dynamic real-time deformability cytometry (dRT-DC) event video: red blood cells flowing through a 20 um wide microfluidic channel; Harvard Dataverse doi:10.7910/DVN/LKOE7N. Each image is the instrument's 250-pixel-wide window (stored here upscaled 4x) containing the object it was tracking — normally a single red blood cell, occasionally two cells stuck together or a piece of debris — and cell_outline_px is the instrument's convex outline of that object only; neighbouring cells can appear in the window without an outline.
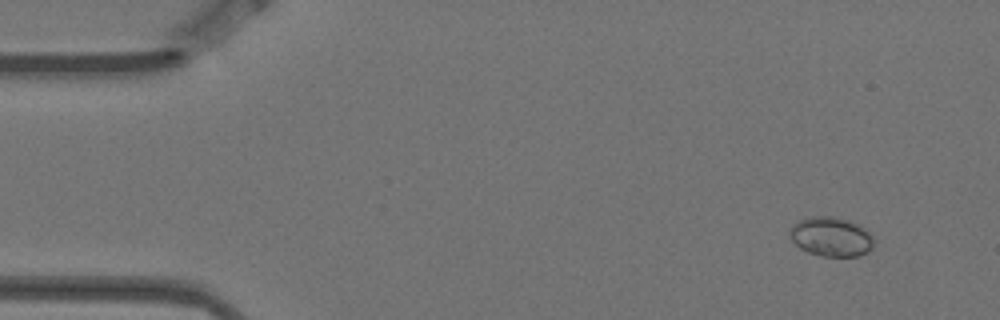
{"species": "Egyptian fruit bat (a non-hibernating species)", "species_latin": "Rousettus aegyptiacus", "temperature_condition": "warm", "stored_images_in_passage": 4, "camera_frame_rate_fps": 3000, "um_per_image_px": 0.085, "animal": {"sex": "female"}, "frame": {"image": 1, "passage_image": 1, "time_ms": 0.0, "image_size_px": [1000, 320], "cell_outline_px": [[872, 248], [868, 252], [856, 256], [820, 256], [808, 252], [800, 248], [792, 240], [788, 232], [792, 224], [808, 216], [832, 216], [852, 220], [860, 224], [872, 236]], "centroid_in_image_um": [70.63, 20.1], "position_along_channel_um": 14.4, "area_um2": 19.48}}
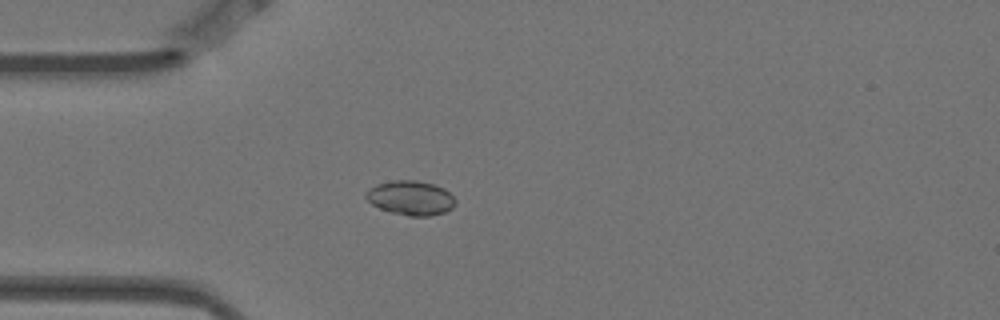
{"frame": {"image": 2, "passage_image": 4, "time_ms": 1.0, "image_size_px": [1000, 320], "cell_outline_px": [[456, 204], [452, 208], [444, 212], [428, 216], [408, 216], [392, 212], [380, 208], [372, 204], [364, 196], [376, 184], [392, 180], [416, 180], [432, 184], [444, 188], [456, 200]], "centroid_in_image_um": [34.93, 16.82], "position_along_channel_um": 50.1, "area_um2": 17.74}}